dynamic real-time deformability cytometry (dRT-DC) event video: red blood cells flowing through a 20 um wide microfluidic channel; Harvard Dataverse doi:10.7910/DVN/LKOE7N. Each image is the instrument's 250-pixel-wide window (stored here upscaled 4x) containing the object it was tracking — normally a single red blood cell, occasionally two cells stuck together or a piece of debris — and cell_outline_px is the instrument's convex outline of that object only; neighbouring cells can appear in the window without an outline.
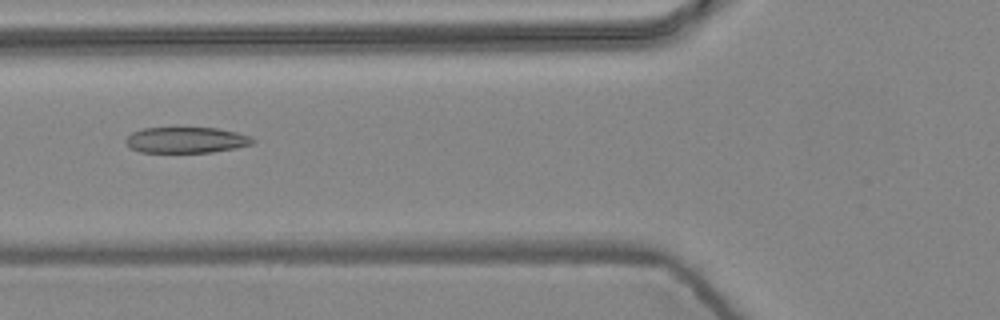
{"species": "common noctule bat (a hibernating species)", "species_latin": "Nyctalus noctula", "temperature_condition": "warm", "stored_images_in_passage": 8, "camera_frame_rate_fps": 3000, "um_per_image_px": 0.085, "animal": {"sex": "female", "body_mass_g": 24.6, "forearm_length_mm": 56.2}, "frame": {"image": 1, "passage_image": 6, "time_ms": 1.667, "image_size_px": [1000, 320], "cell_outline_px": [[256, 140], [252, 144], [236, 148], [212, 152], [140, 152], [132, 148], [124, 140], [132, 132], [144, 128], [172, 124], [216, 128], [236, 132], [252, 136]], "centroid_in_image_um": [15.82, 11.84], "position_along_channel_um": 110.0, "area_um2": 20.11}}
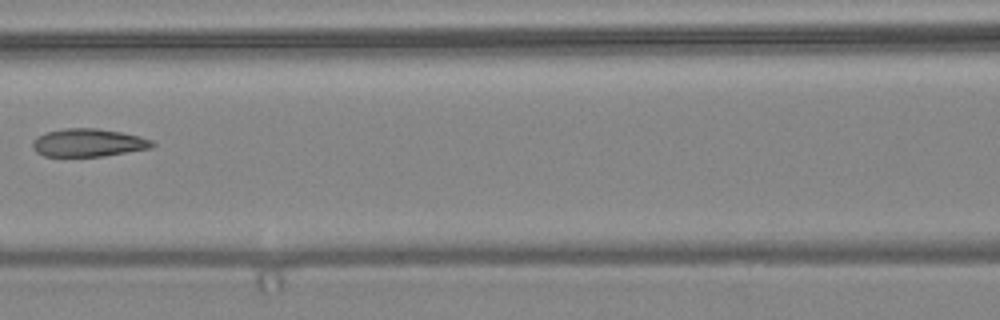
{"frame": {"image": 2, "passage_image": 7, "time_ms": 2.0, "image_size_px": [1000, 320], "cell_outline_px": [[156, 144], [152, 148], [104, 156], [44, 156], [36, 152], [32, 148], [32, 140], [36, 136], [48, 132], [64, 128], [96, 128], [120, 132], [140, 136], [152, 140]], "centroid_in_image_um": [7.5, 12.13], "position_along_channel_um": 159.1, "area_um2": 19.59}}
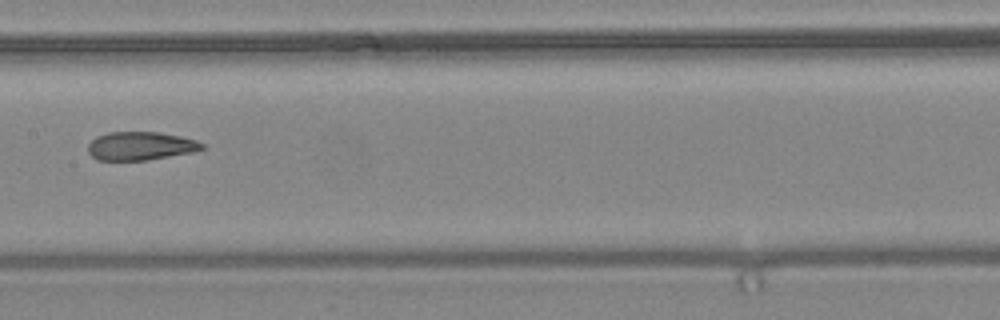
{"frame": {"image": 3, "passage_image": 8, "time_ms": 2.333, "image_size_px": [1000, 320], "cell_outline_px": [[208, 148], [192, 152], [148, 160], [96, 160], [88, 152], [88, 144], [96, 136], [108, 132], [160, 132], [180, 136], [196, 140], [204, 144]], "centroid_in_image_um": [11.96, 12.4], "position_along_channel_um": 195.4, "area_um2": 19.02}}